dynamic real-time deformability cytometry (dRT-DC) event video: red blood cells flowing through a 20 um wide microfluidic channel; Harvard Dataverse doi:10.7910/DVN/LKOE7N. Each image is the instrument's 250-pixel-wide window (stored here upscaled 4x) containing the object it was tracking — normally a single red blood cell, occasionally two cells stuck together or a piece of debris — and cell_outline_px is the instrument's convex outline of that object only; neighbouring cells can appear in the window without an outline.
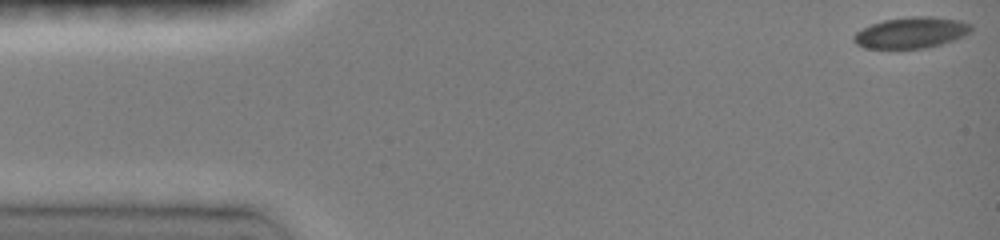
{"species": "common noctule bat (a hibernating species)", "species_latin": "Nyctalus noctula", "temperature_condition": "room temperature", "stored_images_in_passage": 36, "camera_frame_rate_fps": 3000, "um_per_image_px": 0.085, "animal": {"sex": "female", "body_mass_g": 19.0, "forearm_length_mm": 51.5}, "frame": {"image": 1, "passage_image": 1, "time_ms": 0.0, "image_size_px": [1000, 240], "cell_outline_px": [[972, 32], [964, 36], [940, 44], [924, 48], [864, 48], [856, 44], [852, 40], [852, 36], [856, 32], [872, 24], [884, 20], [912, 16], [932, 16], [960, 20], [972, 24]], "centroid_in_image_um": [77.47, 2.77], "position_along_channel_um": 7.5, "area_um2": 21.27}}
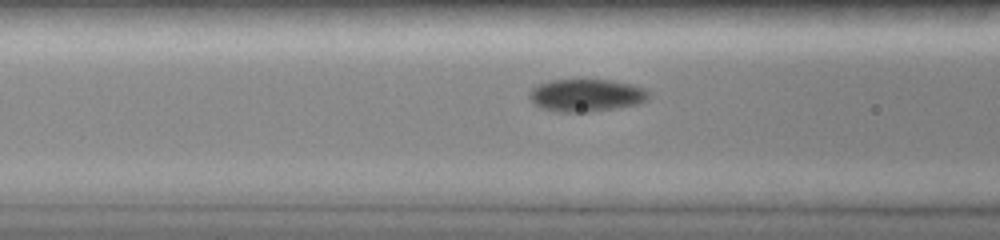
{"frame": {"image": 2, "passage_image": 20, "time_ms": 5.667, "image_size_px": [1000, 240], "cell_outline_px": [[652, 96], [648, 100], [636, 104], [616, 108], [588, 112], [556, 112], [540, 108], [528, 96], [528, 92], [536, 84], [548, 80], [612, 80], [632, 84], [644, 88]], "centroid_in_image_um": [49.82, 8.1], "position_along_channel_um": 116.8, "area_um2": 22.89}}
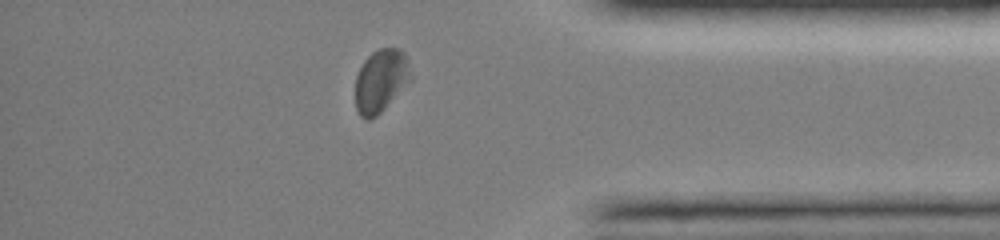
{"frame": {"image": 3, "passage_image": 33, "time_ms": 13.0, "image_size_px": [1000, 240], "cell_outline_px": [[412, 80], [376, 116], [368, 120], [360, 116], [356, 108], [356, 76], [364, 60], [372, 52], [380, 48], [400, 48], [404, 52], [412, 76]], "centroid_in_image_um": [32.38, 6.85], "position_along_channel_um": 402.8, "area_um2": 20.23}, "authors_computed_cell_mechanics": {"area_um2": 21.5016, "velocity_mm_per_s": 4.0487, "shape_relaxation_time_tau1_ms": 3.5027, "shape_relaxation_time_tau2_ms": null, "deformation_change_tau1": 0.1195, "deformation_change_tau2": null}}